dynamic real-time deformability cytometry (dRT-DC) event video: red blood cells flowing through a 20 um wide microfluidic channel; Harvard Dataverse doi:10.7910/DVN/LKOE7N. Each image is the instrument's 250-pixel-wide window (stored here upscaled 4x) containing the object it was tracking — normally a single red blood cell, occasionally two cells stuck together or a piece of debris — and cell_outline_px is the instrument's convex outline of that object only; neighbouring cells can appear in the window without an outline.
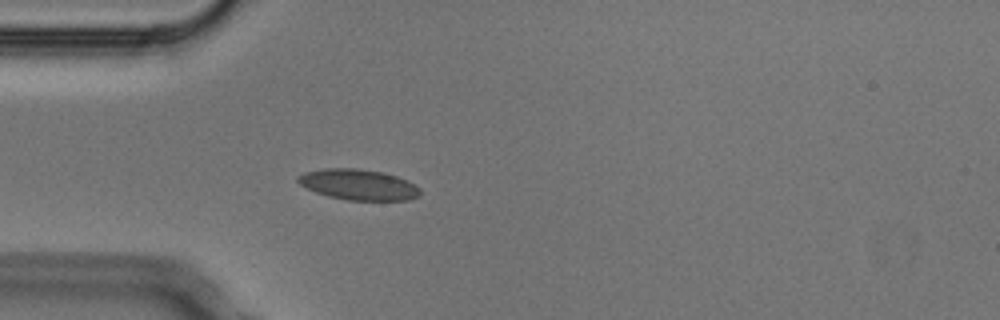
{"species": "Egyptian fruit bat (a non-hibernating species)", "species_latin": "Rousettus aegyptiacus", "temperature_condition": "cold", "stored_images_in_passage": 2, "camera_frame_rate_fps": 3000, "um_per_image_px": 0.085, "animal": {"sex": "male"}, "frame": {"image": 1, "passage_image": 2, "time_ms": 0.333, "image_size_px": [1000, 320], "cell_outline_px": [[420, 196], [408, 200], [348, 200], [328, 196], [316, 192], [300, 184], [296, 180], [296, 176], [304, 172], [324, 168], [356, 168], [380, 172], [396, 176], [408, 180], [420, 188]], "centroid_in_image_um": [30.46, 15.69], "position_along_channel_um": 54.5, "area_um2": 21.85}}